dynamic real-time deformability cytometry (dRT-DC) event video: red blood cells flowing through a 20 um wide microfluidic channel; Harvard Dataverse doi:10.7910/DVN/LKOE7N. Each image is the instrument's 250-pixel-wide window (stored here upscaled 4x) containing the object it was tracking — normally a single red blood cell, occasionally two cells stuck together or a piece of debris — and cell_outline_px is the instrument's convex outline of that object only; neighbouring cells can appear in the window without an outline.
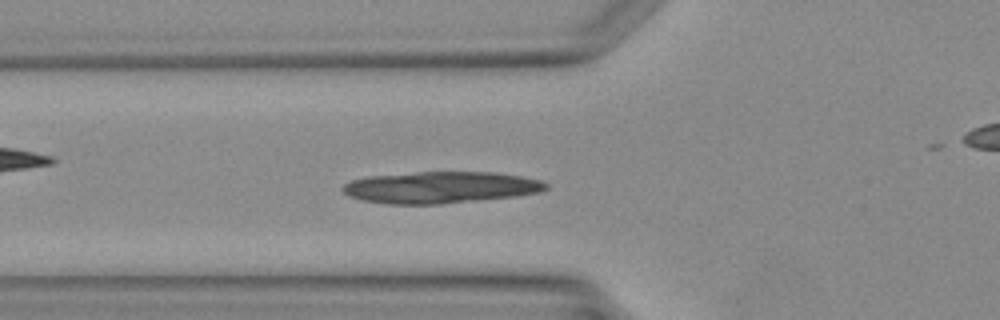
{"species": "Egyptian fruit bat (a non-hibernating species)", "species_latin": "Rousettus aegyptiacus", "temperature_condition": "warm", "stored_images_in_passage": 30, "camera_frame_rate_fps": 3000, "um_per_image_px": 0.085, "animal": {"sex": "female"}, "frame": {"image": 1, "passage_image": 9, "time_ms": 2.667, "image_size_px": [1000, 320], "cell_outline_px": [[548, 188], [540, 192], [516, 196], [440, 204], [388, 204], [360, 200], [348, 196], [340, 188], [344, 184], [352, 180], [368, 176], [416, 172], [492, 172], [520, 176], [540, 180], [548, 184]], "centroid_in_image_um": [37.41, 15.93], "position_along_channel_um": 88.4, "area_um2": 37.51}}
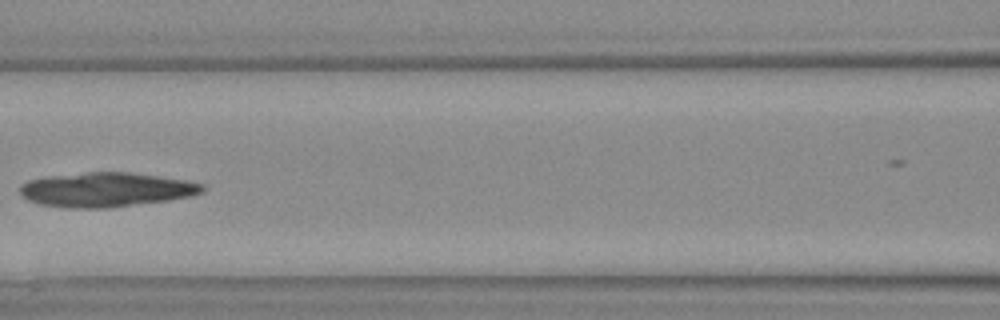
{"frame": {"image": 2, "passage_image": 13, "time_ms": 4.0, "image_size_px": [1000, 320], "cell_outline_px": [[204, 192], [188, 196], [168, 200], [108, 208], [68, 208], [40, 204], [28, 200], [20, 192], [20, 188], [28, 180], [52, 176], [88, 172], [128, 172], [188, 180], [204, 184]], "centroid_in_image_um": [9.05, 16.12], "position_along_channel_um": 157.5, "area_um2": 36.3}}